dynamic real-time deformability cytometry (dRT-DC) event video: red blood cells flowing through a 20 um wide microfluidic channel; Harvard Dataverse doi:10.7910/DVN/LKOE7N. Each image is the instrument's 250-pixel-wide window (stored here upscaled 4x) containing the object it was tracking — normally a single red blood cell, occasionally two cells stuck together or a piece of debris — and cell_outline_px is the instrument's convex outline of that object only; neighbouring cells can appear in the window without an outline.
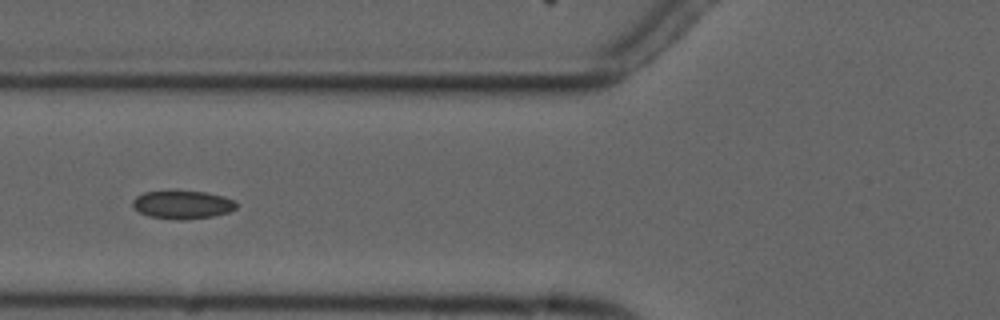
{"species": "common noctule bat (a hibernating species)", "species_latin": "Nyctalus noctula", "temperature_condition": "cold", "stored_images_in_passage": 10, "camera_frame_rate_fps": 3000, "um_per_image_px": 0.085, "animal": {"sex": "male", "forearm_length_mm": 52.5}, "frame": {"image": 1, "passage_image": 6, "time_ms": 6.0, "image_size_px": [1000, 320], "cell_outline_px": [[236, 208], [228, 212], [216, 216], [184, 220], [176, 220], [148, 216], [132, 208], [132, 200], [136, 196], [144, 192], [208, 192], [224, 196], [236, 200]], "centroid_in_image_um": [15.52, 17.42], "position_along_channel_um": 110.3, "area_um2": 17.11}}
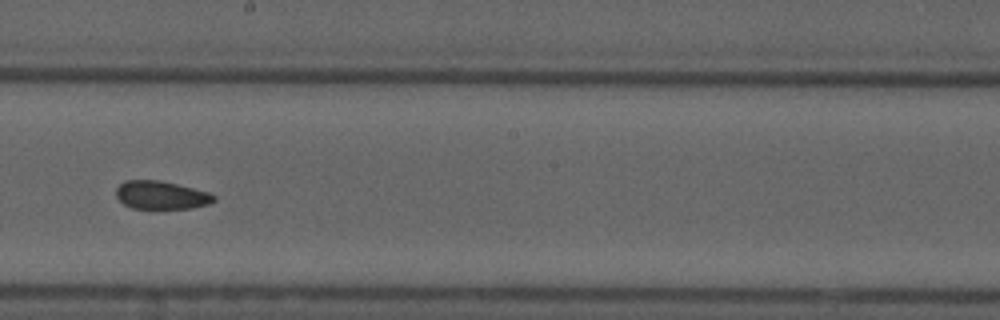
{"frame": {"image": 2, "passage_image": 9, "time_ms": 9.333, "image_size_px": [1000, 320], "cell_outline_px": [[216, 200], [208, 204], [192, 208], [132, 208], [124, 204], [116, 196], [116, 188], [124, 180], [160, 180], [208, 192], [216, 196]], "centroid_in_image_um": [13.69, 16.58], "position_along_channel_um": 234.5, "area_um2": 15.95}}
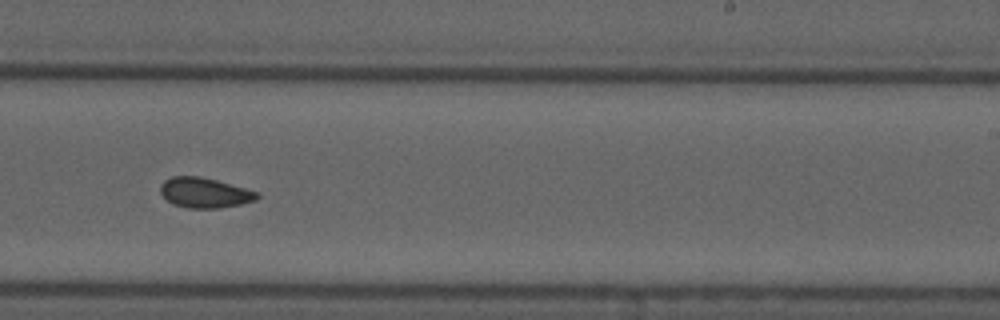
{"frame": {"image": 3, "passage_image": 10, "time_ms": 10.333, "image_size_px": [1000, 320], "cell_outline_px": [[260, 196], [256, 200], [240, 204], [220, 208], [188, 208], [172, 204], [160, 192], [160, 184], [164, 180], [172, 176], [200, 176], [216, 180], [244, 188], [256, 192]], "centroid_in_image_um": [17.36, 16.38], "position_along_channel_um": 271.6, "area_um2": 16.88}}